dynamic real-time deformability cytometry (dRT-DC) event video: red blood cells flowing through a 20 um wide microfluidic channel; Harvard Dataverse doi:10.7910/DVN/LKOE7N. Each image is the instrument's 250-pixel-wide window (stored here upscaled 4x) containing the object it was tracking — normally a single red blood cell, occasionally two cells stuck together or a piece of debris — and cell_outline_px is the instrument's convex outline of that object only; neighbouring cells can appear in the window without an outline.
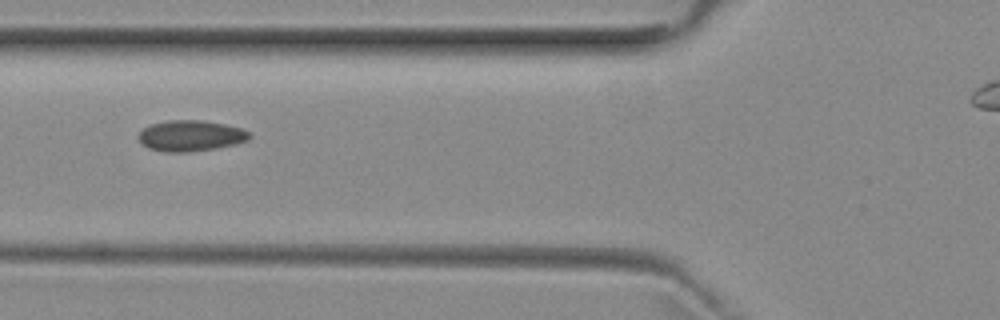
{"species": "common noctule bat (a hibernating species)", "species_latin": "Nyctalus noctula", "temperature_condition": "room temperature", "stored_images_in_passage": 3, "camera_frame_rate_fps": 3000, "um_per_image_px": 0.085, "animal": {"sex": "female", "body_mass_g": 29.2, "forearm_length_mm": 56.3}, "frame": {"image": 1, "passage_image": 3, "time_ms": 2.333, "image_size_px": [1000, 320], "cell_outline_px": [[252, 136], [248, 140], [236, 144], [216, 148], [188, 152], [164, 152], [148, 148], [136, 136], [144, 128], [152, 124], [168, 120], [204, 120], [244, 128], [252, 132]], "centroid_in_image_um": [16.26, 11.53], "position_along_channel_um": 109.5, "area_um2": 20.17}}